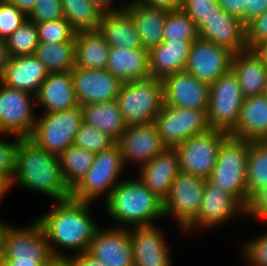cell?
<instances>
[{
    "instance_id": "obj_36",
    "label": "cell",
    "mask_w": 267,
    "mask_h": 266,
    "mask_svg": "<svg viewBox=\"0 0 267 266\" xmlns=\"http://www.w3.org/2000/svg\"><path fill=\"white\" fill-rule=\"evenodd\" d=\"M248 203L251 196L267 185V140L249 141L247 158Z\"/></svg>"
},
{
    "instance_id": "obj_23",
    "label": "cell",
    "mask_w": 267,
    "mask_h": 266,
    "mask_svg": "<svg viewBox=\"0 0 267 266\" xmlns=\"http://www.w3.org/2000/svg\"><path fill=\"white\" fill-rule=\"evenodd\" d=\"M48 72L41 61L33 55L10 57L0 77L4 85L37 94Z\"/></svg>"
},
{
    "instance_id": "obj_12",
    "label": "cell",
    "mask_w": 267,
    "mask_h": 266,
    "mask_svg": "<svg viewBox=\"0 0 267 266\" xmlns=\"http://www.w3.org/2000/svg\"><path fill=\"white\" fill-rule=\"evenodd\" d=\"M0 88V133H11L19 138L30 137L36 117L33 113L32 101L35 95L23 90L8 87L1 82ZM30 97H33L30 101Z\"/></svg>"
},
{
    "instance_id": "obj_2",
    "label": "cell",
    "mask_w": 267,
    "mask_h": 266,
    "mask_svg": "<svg viewBox=\"0 0 267 266\" xmlns=\"http://www.w3.org/2000/svg\"><path fill=\"white\" fill-rule=\"evenodd\" d=\"M13 178L16 179L10 180V187L17 182L57 201L71 197V190L62 177L59 157L47 152L29 137L18 141Z\"/></svg>"
},
{
    "instance_id": "obj_50",
    "label": "cell",
    "mask_w": 267,
    "mask_h": 266,
    "mask_svg": "<svg viewBox=\"0 0 267 266\" xmlns=\"http://www.w3.org/2000/svg\"><path fill=\"white\" fill-rule=\"evenodd\" d=\"M134 2L148 7L171 11L181 9L183 0H135Z\"/></svg>"
},
{
    "instance_id": "obj_43",
    "label": "cell",
    "mask_w": 267,
    "mask_h": 266,
    "mask_svg": "<svg viewBox=\"0 0 267 266\" xmlns=\"http://www.w3.org/2000/svg\"><path fill=\"white\" fill-rule=\"evenodd\" d=\"M27 16L35 23L61 19L64 17L61 0H38Z\"/></svg>"
},
{
    "instance_id": "obj_31",
    "label": "cell",
    "mask_w": 267,
    "mask_h": 266,
    "mask_svg": "<svg viewBox=\"0 0 267 266\" xmlns=\"http://www.w3.org/2000/svg\"><path fill=\"white\" fill-rule=\"evenodd\" d=\"M110 46L99 30L79 31L75 35V67L101 70L108 65Z\"/></svg>"
},
{
    "instance_id": "obj_34",
    "label": "cell",
    "mask_w": 267,
    "mask_h": 266,
    "mask_svg": "<svg viewBox=\"0 0 267 266\" xmlns=\"http://www.w3.org/2000/svg\"><path fill=\"white\" fill-rule=\"evenodd\" d=\"M95 154L75 146H69L59 155L62 177L72 190L93 165Z\"/></svg>"
},
{
    "instance_id": "obj_45",
    "label": "cell",
    "mask_w": 267,
    "mask_h": 266,
    "mask_svg": "<svg viewBox=\"0 0 267 266\" xmlns=\"http://www.w3.org/2000/svg\"><path fill=\"white\" fill-rule=\"evenodd\" d=\"M19 137L16 136L15 143L0 141V174L9 182L15 173L16 150Z\"/></svg>"
},
{
    "instance_id": "obj_32",
    "label": "cell",
    "mask_w": 267,
    "mask_h": 266,
    "mask_svg": "<svg viewBox=\"0 0 267 266\" xmlns=\"http://www.w3.org/2000/svg\"><path fill=\"white\" fill-rule=\"evenodd\" d=\"M83 123L104 132L115 142L126 130L117 100L104 103L86 104L81 106Z\"/></svg>"
},
{
    "instance_id": "obj_19",
    "label": "cell",
    "mask_w": 267,
    "mask_h": 266,
    "mask_svg": "<svg viewBox=\"0 0 267 266\" xmlns=\"http://www.w3.org/2000/svg\"><path fill=\"white\" fill-rule=\"evenodd\" d=\"M237 211L245 213L246 208L232 195L206 179L202 202L197 217L184 229L199 226L220 225Z\"/></svg>"
},
{
    "instance_id": "obj_58",
    "label": "cell",
    "mask_w": 267,
    "mask_h": 266,
    "mask_svg": "<svg viewBox=\"0 0 267 266\" xmlns=\"http://www.w3.org/2000/svg\"><path fill=\"white\" fill-rule=\"evenodd\" d=\"M254 51L262 58L267 66V41L261 43Z\"/></svg>"
},
{
    "instance_id": "obj_7",
    "label": "cell",
    "mask_w": 267,
    "mask_h": 266,
    "mask_svg": "<svg viewBox=\"0 0 267 266\" xmlns=\"http://www.w3.org/2000/svg\"><path fill=\"white\" fill-rule=\"evenodd\" d=\"M243 100L238 78L230 69L210 84L207 109L209 128L230 134L238 122Z\"/></svg>"
},
{
    "instance_id": "obj_51",
    "label": "cell",
    "mask_w": 267,
    "mask_h": 266,
    "mask_svg": "<svg viewBox=\"0 0 267 266\" xmlns=\"http://www.w3.org/2000/svg\"><path fill=\"white\" fill-rule=\"evenodd\" d=\"M75 266H106L100 261L92 258L90 255L85 253H79L74 258Z\"/></svg>"
},
{
    "instance_id": "obj_9",
    "label": "cell",
    "mask_w": 267,
    "mask_h": 266,
    "mask_svg": "<svg viewBox=\"0 0 267 266\" xmlns=\"http://www.w3.org/2000/svg\"><path fill=\"white\" fill-rule=\"evenodd\" d=\"M163 144L175 148L192 136L208 131L207 110L164 105L154 121Z\"/></svg>"
},
{
    "instance_id": "obj_59",
    "label": "cell",
    "mask_w": 267,
    "mask_h": 266,
    "mask_svg": "<svg viewBox=\"0 0 267 266\" xmlns=\"http://www.w3.org/2000/svg\"><path fill=\"white\" fill-rule=\"evenodd\" d=\"M9 188L10 182L2 174H0V200Z\"/></svg>"
},
{
    "instance_id": "obj_1",
    "label": "cell",
    "mask_w": 267,
    "mask_h": 266,
    "mask_svg": "<svg viewBox=\"0 0 267 266\" xmlns=\"http://www.w3.org/2000/svg\"><path fill=\"white\" fill-rule=\"evenodd\" d=\"M57 205L37 222L43 228L53 256H63L53 247L60 245L69 249L87 252L89 245L99 228L90 216L88 201L73 198L56 201ZM53 243V244H51Z\"/></svg>"
},
{
    "instance_id": "obj_35",
    "label": "cell",
    "mask_w": 267,
    "mask_h": 266,
    "mask_svg": "<svg viewBox=\"0 0 267 266\" xmlns=\"http://www.w3.org/2000/svg\"><path fill=\"white\" fill-rule=\"evenodd\" d=\"M64 18L76 31L97 30L103 12L88 0H61Z\"/></svg>"
},
{
    "instance_id": "obj_16",
    "label": "cell",
    "mask_w": 267,
    "mask_h": 266,
    "mask_svg": "<svg viewBox=\"0 0 267 266\" xmlns=\"http://www.w3.org/2000/svg\"><path fill=\"white\" fill-rule=\"evenodd\" d=\"M164 105L207 110L210 85L186 71L174 73L163 80Z\"/></svg>"
},
{
    "instance_id": "obj_37",
    "label": "cell",
    "mask_w": 267,
    "mask_h": 266,
    "mask_svg": "<svg viewBox=\"0 0 267 266\" xmlns=\"http://www.w3.org/2000/svg\"><path fill=\"white\" fill-rule=\"evenodd\" d=\"M198 37L199 30L195 22L182 9L167 12L164 41H194Z\"/></svg>"
},
{
    "instance_id": "obj_18",
    "label": "cell",
    "mask_w": 267,
    "mask_h": 266,
    "mask_svg": "<svg viewBox=\"0 0 267 266\" xmlns=\"http://www.w3.org/2000/svg\"><path fill=\"white\" fill-rule=\"evenodd\" d=\"M106 266H134L129 230L98 228L86 252Z\"/></svg>"
},
{
    "instance_id": "obj_27",
    "label": "cell",
    "mask_w": 267,
    "mask_h": 266,
    "mask_svg": "<svg viewBox=\"0 0 267 266\" xmlns=\"http://www.w3.org/2000/svg\"><path fill=\"white\" fill-rule=\"evenodd\" d=\"M231 69L238 78L244 98L264 94L267 66L254 50L233 54Z\"/></svg>"
},
{
    "instance_id": "obj_53",
    "label": "cell",
    "mask_w": 267,
    "mask_h": 266,
    "mask_svg": "<svg viewBox=\"0 0 267 266\" xmlns=\"http://www.w3.org/2000/svg\"><path fill=\"white\" fill-rule=\"evenodd\" d=\"M28 15L38 0H6Z\"/></svg>"
},
{
    "instance_id": "obj_13",
    "label": "cell",
    "mask_w": 267,
    "mask_h": 266,
    "mask_svg": "<svg viewBox=\"0 0 267 266\" xmlns=\"http://www.w3.org/2000/svg\"><path fill=\"white\" fill-rule=\"evenodd\" d=\"M233 53L198 37L192 42L185 71L209 85L231 69Z\"/></svg>"
},
{
    "instance_id": "obj_48",
    "label": "cell",
    "mask_w": 267,
    "mask_h": 266,
    "mask_svg": "<svg viewBox=\"0 0 267 266\" xmlns=\"http://www.w3.org/2000/svg\"><path fill=\"white\" fill-rule=\"evenodd\" d=\"M267 10V0H247L244 8V25Z\"/></svg>"
},
{
    "instance_id": "obj_54",
    "label": "cell",
    "mask_w": 267,
    "mask_h": 266,
    "mask_svg": "<svg viewBox=\"0 0 267 266\" xmlns=\"http://www.w3.org/2000/svg\"><path fill=\"white\" fill-rule=\"evenodd\" d=\"M45 266H75L74 259L67 255L53 256Z\"/></svg>"
},
{
    "instance_id": "obj_41",
    "label": "cell",
    "mask_w": 267,
    "mask_h": 266,
    "mask_svg": "<svg viewBox=\"0 0 267 266\" xmlns=\"http://www.w3.org/2000/svg\"><path fill=\"white\" fill-rule=\"evenodd\" d=\"M181 9L195 22L198 30L222 10L218 0H183Z\"/></svg>"
},
{
    "instance_id": "obj_30",
    "label": "cell",
    "mask_w": 267,
    "mask_h": 266,
    "mask_svg": "<svg viewBox=\"0 0 267 266\" xmlns=\"http://www.w3.org/2000/svg\"><path fill=\"white\" fill-rule=\"evenodd\" d=\"M123 8L131 15L144 49L149 51L164 41L163 32L168 10L144 6L134 1Z\"/></svg>"
},
{
    "instance_id": "obj_39",
    "label": "cell",
    "mask_w": 267,
    "mask_h": 266,
    "mask_svg": "<svg viewBox=\"0 0 267 266\" xmlns=\"http://www.w3.org/2000/svg\"><path fill=\"white\" fill-rule=\"evenodd\" d=\"M115 143L116 142L104 132L82 122L76 133L73 144L93 154H97L110 148Z\"/></svg>"
},
{
    "instance_id": "obj_15",
    "label": "cell",
    "mask_w": 267,
    "mask_h": 266,
    "mask_svg": "<svg viewBox=\"0 0 267 266\" xmlns=\"http://www.w3.org/2000/svg\"><path fill=\"white\" fill-rule=\"evenodd\" d=\"M53 257L46 234L35 221L28 228H11L7 234L0 259L34 260L48 263Z\"/></svg>"
},
{
    "instance_id": "obj_8",
    "label": "cell",
    "mask_w": 267,
    "mask_h": 266,
    "mask_svg": "<svg viewBox=\"0 0 267 266\" xmlns=\"http://www.w3.org/2000/svg\"><path fill=\"white\" fill-rule=\"evenodd\" d=\"M124 161L117 143L95 154L93 165L81 181L71 190V198L79 201H92L103 192L109 197L118 185L117 178L122 172Z\"/></svg>"
},
{
    "instance_id": "obj_47",
    "label": "cell",
    "mask_w": 267,
    "mask_h": 266,
    "mask_svg": "<svg viewBox=\"0 0 267 266\" xmlns=\"http://www.w3.org/2000/svg\"><path fill=\"white\" fill-rule=\"evenodd\" d=\"M245 214L254 218L267 219V185L260 188L251 196Z\"/></svg>"
},
{
    "instance_id": "obj_22",
    "label": "cell",
    "mask_w": 267,
    "mask_h": 266,
    "mask_svg": "<svg viewBox=\"0 0 267 266\" xmlns=\"http://www.w3.org/2000/svg\"><path fill=\"white\" fill-rule=\"evenodd\" d=\"M199 37L233 54L246 50L245 25L223 9L199 29Z\"/></svg>"
},
{
    "instance_id": "obj_10",
    "label": "cell",
    "mask_w": 267,
    "mask_h": 266,
    "mask_svg": "<svg viewBox=\"0 0 267 266\" xmlns=\"http://www.w3.org/2000/svg\"><path fill=\"white\" fill-rule=\"evenodd\" d=\"M227 135L209 129L176 146L181 172L208 179L216 165L221 142Z\"/></svg>"
},
{
    "instance_id": "obj_40",
    "label": "cell",
    "mask_w": 267,
    "mask_h": 266,
    "mask_svg": "<svg viewBox=\"0 0 267 266\" xmlns=\"http://www.w3.org/2000/svg\"><path fill=\"white\" fill-rule=\"evenodd\" d=\"M36 26L39 35V42H67L73 39L76 35V31L64 17L55 21L36 23Z\"/></svg>"
},
{
    "instance_id": "obj_56",
    "label": "cell",
    "mask_w": 267,
    "mask_h": 266,
    "mask_svg": "<svg viewBox=\"0 0 267 266\" xmlns=\"http://www.w3.org/2000/svg\"><path fill=\"white\" fill-rule=\"evenodd\" d=\"M89 2H91L92 4H94L97 8H99L103 13H106V12H110V11H114V10H117L115 8H112L110 9V5L109 3L112 1V0H88Z\"/></svg>"
},
{
    "instance_id": "obj_52",
    "label": "cell",
    "mask_w": 267,
    "mask_h": 266,
    "mask_svg": "<svg viewBox=\"0 0 267 266\" xmlns=\"http://www.w3.org/2000/svg\"><path fill=\"white\" fill-rule=\"evenodd\" d=\"M3 266H45L47 263H38L34 260L0 259Z\"/></svg>"
},
{
    "instance_id": "obj_4",
    "label": "cell",
    "mask_w": 267,
    "mask_h": 266,
    "mask_svg": "<svg viewBox=\"0 0 267 266\" xmlns=\"http://www.w3.org/2000/svg\"><path fill=\"white\" fill-rule=\"evenodd\" d=\"M248 152V140L228 134L221 142L216 165L208 178L224 192L234 196L245 208L248 205Z\"/></svg>"
},
{
    "instance_id": "obj_60",
    "label": "cell",
    "mask_w": 267,
    "mask_h": 266,
    "mask_svg": "<svg viewBox=\"0 0 267 266\" xmlns=\"http://www.w3.org/2000/svg\"><path fill=\"white\" fill-rule=\"evenodd\" d=\"M264 94L267 95V76H266V82H265V87H264Z\"/></svg>"
},
{
    "instance_id": "obj_28",
    "label": "cell",
    "mask_w": 267,
    "mask_h": 266,
    "mask_svg": "<svg viewBox=\"0 0 267 266\" xmlns=\"http://www.w3.org/2000/svg\"><path fill=\"white\" fill-rule=\"evenodd\" d=\"M121 8L102 14L99 32L110 47L143 48L131 15L123 6Z\"/></svg>"
},
{
    "instance_id": "obj_17",
    "label": "cell",
    "mask_w": 267,
    "mask_h": 266,
    "mask_svg": "<svg viewBox=\"0 0 267 266\" xmlns=\"http://www.w3.org/2000/svg\"><path fill=\"white\" fill-rule=\"evenodd\" d=\"M116 143L120 147L124 163L129 159L138 162L140 166L166 148L154 122L127 126Z\"/></svg>"
},
{
    "instance_id": "obj_6",
    "label": "cell",
    "mask_w": 267,
    "mask_h": 266,
    "mask_svg": "<svg viewBox=\"0 0 267 266\" xmlns=\"http://www.w3.org/2000/svg\"><path fill=\"white\" fill-rule=\"evenodd\" d=\"M36 118L35 126L29 137L47 152L59 155L73 145L82 119L81 106L48 112Z\"/></svg>"
},
{
    "instance_id": "obj_57",
    "label": "cell",
    "mask_w": 267,
    "mask_h": 266,
    "mask_svg": "<svg viewBox=\"0 0 267 266\" xmlns=\"http://www.w3.org/2000/svg\"><path fill=\"white\" fill-rule=\"evenodd\" d=\"M11 228H12L11 226L5 225L2 222L0 223V258H1L2 253H3L4 244H5L7 234Z\"/></svg>"
},
{
    "instance_id": "obj_44",
    "label": "cell",
    "mask_w": 267,
    "mask_h": 266,
    "mask_svg": "<svg viewBox=\"0 0 267 266\" xmlns=\"http://www.w3.org/2000/svg\"><path fill=\"white\" fill-rule=\"evenodd\" d=\"M267 41V10L245 25L246 50H254Z\"/></svg>"
},
{
    "instance_id": "obj_11",
    "label": "cell",
    "mask_w": 267,
    "mask_h": 266,
    "mask_svg": "<svg viewBox=\"0 0 267 266\" xmlns=\"http://www.w3.org/2000/svg\"><path fill=\"white\" fill-rule=\"evenodd\" d=\"M205 178L180 172L163 201L164 216L174 214L184 230L198 215Z\"/></svg>"
},
{
    "instance_id": "obj_20",
    "label": "cell",
    "mask_w": 267,
    "mask_h": 266,
    "mask_svg": "<svg viewBox=\"0 0 267 266\" xmlns=\"http://www.w3.org/2000/svg\"><path fill=\"white\" fill-rule=\"evenodd\" d=\"M140 167L139 179L152 193L164 201L174 179L181 172L176 148L166 147L151 161Z\"/></svg>"
},
{
    "instance_id": "obj_49",
    "label": "cell",
    "mask_w": 267,
    "mask_h": 266,
    "mask_svg": "<svg viewBox=\"0 0 267 266\" xmlns=\"http://www.w3.org/2000/svg\"><path fill=\"white\" fill-rule=\"evenodd\" d=\"M218 2L223 10L239 18L244 24V8L247 0H218Z\"/></svg>"
},
{
    "instance_id": "obj_26",
    "label": "cell",
    "mask_w": 267,
    "mask_h": 266,
    "mask_svg": "<svg viewBox=\"0 0 267 266\" xmlns=\"http://www.w3.org/2000/svg\"><path fill=\"white\" fill-rule=\"evenodd\" d=\"M229 135L248 141L267 140L266 94L244 98L236 127Z\"/></svg>"
},
{
    "instance_id": "obj_55",
    "label": "cell",
    "mask_w": 267,
    "mask_h": 266,
    "mask_svg": "<svg viewBox=\"0 0 267 266\" xmlns=\"http://www.w3.org/2000/svg\"><path fill=\"white\" fill-rule=\"evenodd\" d=\"M9 59L10 55L8 52L6 41L4 39H0V77Z\"/></svg>"
},
{
    "instance_id": "obj_38",
    "label": "cell",
    "mask_w": 267,
    "mask_h": 266,
    "mask_svg": "<svg viewBox=\"0 0 267 266\" xmlns=\"http://www.w3.org/2000/svg\"><path fill=\"white\" fill-rule=\"evenodd\" d=\"M5 41L10 57L35 54L39 43L36 23L26 20Z\"/></svg>"
},
{
    "instance_id": "obj_33",
    "label": "cell",
    "mask_w": 267,
    "mask_h": 266,
    "mask_svg": "<svg viewBox=\"0 0 267 266\" xmlns=\"http://www.w3.org/2000/svg\"><path fill=\"white\" fill-rule=\"evenodd\" d=\"M34 55L49 74L69 72L75 67V37L61 43L39 42Z\"/></svg>"
},
{
    "instance_id": "obj_25",
    "label": "cell",
    "mask_w": 267,
    "mask_h": 266,
    "mask_svg": "<svg viewBox=\"0 0 267 266\" xmlns=\"http://www.w3.org/2000/svg\"><path fill=\"white\" fill-rule=\"evenodd\" d=\"M35 101L44 106L45 113L78 107L71 71L48 74Z\"/></svg>"
},
{
    "instance_id": "obj_24",
    "label": "cell",
    "mask_w": 267,
    "mask_h": 266,
    "mask_svg": "<svg viewBox=\"0 0 267 266\" xmlns=\"http://www.w3.org/2000/svg\"><path fill=\"white\" fill-rule=\"evenodd\" d=\"M193 41H163L148 51L150 77L163 80L185 71Z\"/></svg>"
},
{
    "instance_id": "obj_3",
    "label": "cell",
    "mask_w": 267,
    "mask_h": 266,
    "mask_svg": "<svg viewBox=\"0 0 267 266\" xmlns=\"http://www.w3.org/2000/svg\"><path fill=\"white\" fill-rule=\"evenodd\" d=\"M105 206L110 216L121 223L135 226L152 225V220L164 216L163 201L139 179L118 183Z\"/></svg>"
},
{
    "instance_id": "obj_21",
    "label": "cell",
    "mask_w": 267,
    "mask_h": 266,
    "mask_svg": "<svg viewBox=\"0 0 267 266\" xmlns=\"http://www.w3.org/2000/svg\"><path fill=\"white\" fill-rule=\"evenodd\" d=\"M133 230L129 236L134 266H170L167 244L153 224L134 226Z\"/></svg>"
},
{
    "instance_id": "obj_42",
    "label": "cell",
    "mask_w": 267,
    "mask_h": 266,
    "mask_svg": "<svg viewBox=\"0 0 267 266\" xmlns=\"http://www.w3.org/2000/svg\"><path fill=\"white\" fill-rule=\"evenodd\" d=\"M26 20L27 15L15 5L0 1V39L6 40Z\"/></svg>"
},
{
    "instance_id": "obj_14",
    "label": "cell",
    "mask_w": 267,
    "mask_h": 266,
    "mask_svg": "<svg viewBox=\"0 0 267 266\" xmlns=\"http://www.w3.org/2000/svg\"><path fill=\"white\" fill-rule=\"evenodd\" d=\"M71 73L79 106L117 100L122 82L107 69L74 67Z\"/></svg>"
},
{
    "instance_id": "obj_29",
    "label": "cell",
    "mask_w": 267,
    "mask_h": 266,
    "mask_svg": "<svg viewBox=\"0 0 267 266\" xmlns=\"http://www.w3.org/2000/svg\"><path fill=\"white\" fill-rule=\"evenodd\" d=\"M106 69L122 83L149 78L148 50L110 47Z\"/></svg>"
},
{
    "instance_id": "obj_5",
    "label": "cell",
    "mask_w": 267,
    "mask_h": 266,
    "mask_svg": "<svg viewBox=\"0 0 267 266\" xmlns=\"http://www.w3.org/2000/svg\"><path fill=\"white\" fill-rule=\"evenodd\" d=\"M117 102L127 126L152 123L164 106L163 82L153 77L124 82Z\"/></svg>"
},
{
    "instance_id": "obj_46",
    "label": "cell",
    "mask_w": 267,
    "mask_h": 266,
    "mask_svg": "<svg viewBox=\"0 0 267 266\" xmlns=\"http://www.w3.org/2000/svg\"><path fill=\"white\" fill-rule=\"evenodd\" d=\"M244 256L254 266H267V233L247 243Z\"/></svg>"
}]
</instances>
